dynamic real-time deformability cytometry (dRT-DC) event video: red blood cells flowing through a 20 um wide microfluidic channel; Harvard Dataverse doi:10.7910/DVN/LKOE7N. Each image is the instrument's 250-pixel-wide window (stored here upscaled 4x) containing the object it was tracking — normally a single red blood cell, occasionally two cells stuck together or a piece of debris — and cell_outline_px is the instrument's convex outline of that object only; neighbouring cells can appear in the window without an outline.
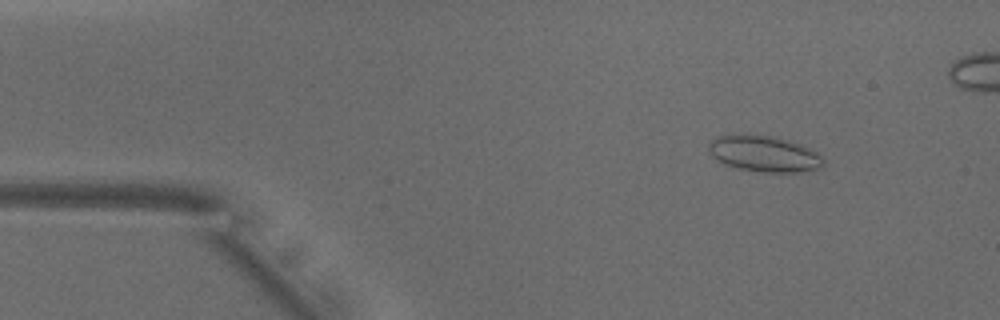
{"species": "common noctule bat (a hibernating species)", "species_latin": "Nyctalus noctula", "temperature_condition": "warm", "stored_images_in_passage": 51, "camera_frame_rate_fps": 3000, "um_per_image_px": 0.085, "animal": {"sex": "male", "body_mass_g": 18.8}, "frame": {"image": 1, "passage_image": 6, "time_ms": 1.667, "image_size_px": [1000, 320], "cell_outline_px": [[824, 164], [820, 168], [800, 172], [764, 172], [740, 168], [724, 164], [712, 156], [708, 152], [708, 144], [716, 136], [748, 132], [772, 136], [788, 140], [800, 144], [816, 152], [824, 160]], "centroid_in_image_um": [64.91, 13.04], "position_along_channel_um": 20.1, "area_um2": 24.39}}
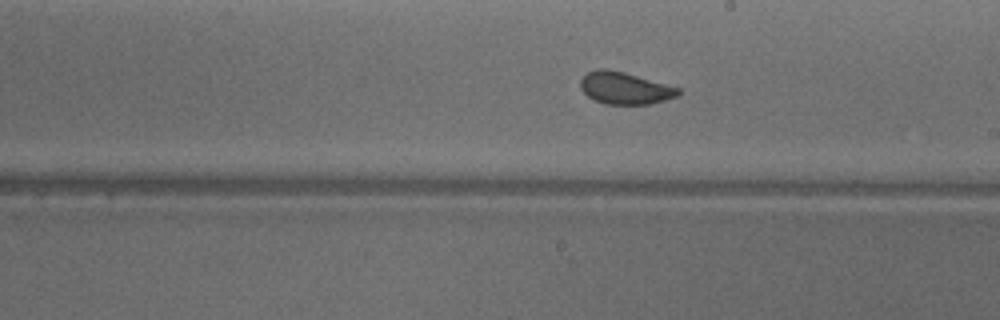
{"frame": {"image": 2, "passage_image": 28, "time_ms": 9.0, "image_size_px": [1000, 320], "cell_outline_px": [[680, 92], [676, 96], [652, 104], [604, 104], [592, 100], [580, 88], [580, 80], [588, 72], [596, 68], [608, 68], [624, 72], [680, 88]], "centroid_in_image_um": [53.07, 7.49], "position_along_channel_um": 235.9, "area_um2": 18.32}}
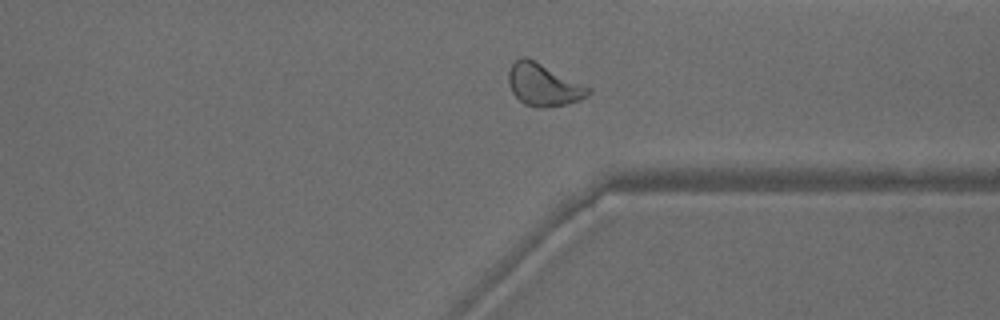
{"frame": {"image": 3, "passage_image": 38, "time_ms": 12.333, "image_size_px": [1000, 320], "cell_outline_px": [[592, 92], [580, 100], [564, 104], [544, 108], [536, 108], [524, 104], [512, 92], [508, 84], [508, 72], [512, 64], [520, 56], [524, 56], [592, 88]], "centroid_in_image_um": [46.18, 7.22], "position_along_channel_um": 365.2, "area_um2": 19.48}, "authors_computed_cell_mechanics": {"area_um2": 20.0566, "velocity_mm_per_s": 3.9078, "shape_relaxation_time_tau1_ms": 5.6773, "shape_relaxation_time_tau2_ms": 1.0435, "deformation_change_tau1": 0.1149, "deformation_change_tau2": 0.0511}}